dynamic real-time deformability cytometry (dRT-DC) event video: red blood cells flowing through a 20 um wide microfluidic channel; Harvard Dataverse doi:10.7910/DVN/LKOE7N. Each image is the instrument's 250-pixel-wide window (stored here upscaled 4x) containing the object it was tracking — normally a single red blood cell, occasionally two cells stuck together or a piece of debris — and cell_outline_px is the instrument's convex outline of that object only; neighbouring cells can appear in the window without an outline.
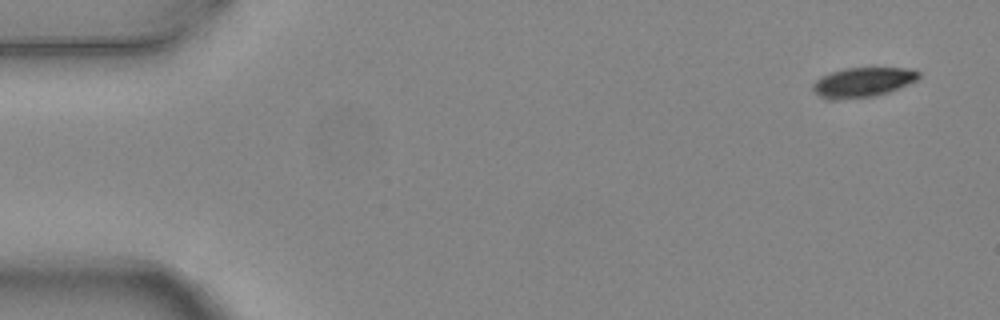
{"species": "common noctule bat (a hibernating species)", "species_latin": "Nyctalus noctula", "temperature_condition": "warm", "stored_images_in_passage": 7, "camera_frame_rate_fps": 3000, "um_per_image_px": 0.085, "animal": {"sex": "female", "body_mass_g": 24.6, "forearm_length_mm": 56.2}, "frame": {"image": 1, "passage_image": 1, "time_ms": 0.0, "image_size_px": [1000, 320], "cell_outline_px": [[920, 76], [916, 80], [908, 84], [888, 92], [872, 96], [836, 100], [824, 100], [812, 88], [812, 84], [816, 80], [832, 72], [844, 68], [908, 68], [920, 72]], "centroid_in_image_um": [73.32, 7.0], "position_along_channel_um": 11.7, "area_um2": 18.15}}
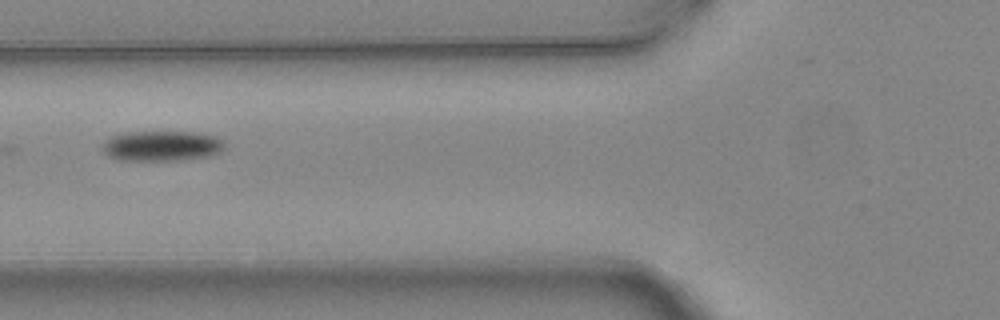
{"frame": {"image": 2, "passage_image": 6, "time_ms": 1.667, "image_size_px": [1000, 320], "cell_outline_px": [[224, 148], [220, 152], [212, 156], [180, 160], [116, 160], [108, 156], [100, 148], [100, 144], [104, 140], [112, 136], [124, 132], [192, 132], [216, 136], [224, 140]], "centroid_in_image_um": [13.72, 12.4], "position_along_channel_um": 112.1, "area_um2": 21.91}}
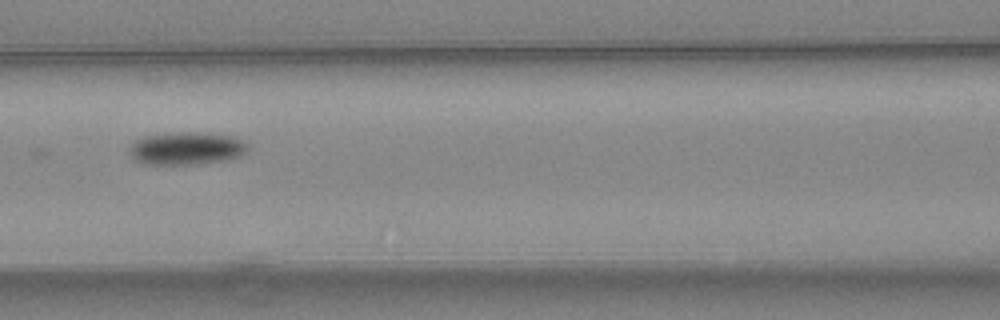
{"frame": {"image": 3, "passage_image": 7, "time_ms": 2.0, "image_size_px": [1000, 320], "cell_outline_px": [[248, 148], [240, 156], [228, 160], [200, 164], [144, 164], [136, 160], [132, 156], [132, 144], [136, 140], [144, 136], [176, 132], [196, 132], [232, 136], [244, 140], [248, 144]], "centroid_in_image_um": [15.91, 12.61], "position_along_channel_um": 150.7, "area_um2": 22.48}}